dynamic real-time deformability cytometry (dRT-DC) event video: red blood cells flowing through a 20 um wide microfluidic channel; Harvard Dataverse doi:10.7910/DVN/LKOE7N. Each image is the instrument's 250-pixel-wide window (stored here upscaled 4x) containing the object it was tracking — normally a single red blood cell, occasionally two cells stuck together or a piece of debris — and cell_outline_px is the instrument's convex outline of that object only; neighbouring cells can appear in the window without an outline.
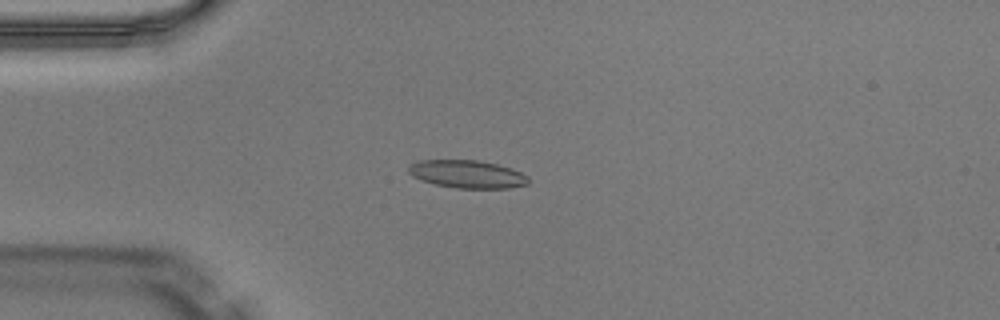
{"species": "Egyptian fruit bat (a non-hibernating species)", "species_latin": "Rousettus aegyptiacus", "temperature_condition": "warm", "stored_images_in_passage": 38, "camera_frame_rate_fps": 3000, "um_per_image_px": 0.085, "animal": {"sex": "male"}, "frame": {"image": 1, "passage_image": 2, "time_ms": 0.333, "image_size_px": [1000, 320], "cell_outline_px": [[528, 184], [508, 188], [456, 188], [436, 184], [412, 176], [408, 172], [408, 168], [416, 160], [476, 160], [496, 164], [512, 168], [528, 176]], "centroid_in_image_um": [39.72, 14.79], "position_along_channel_um": 45.3, "area_um2": 19.31}}
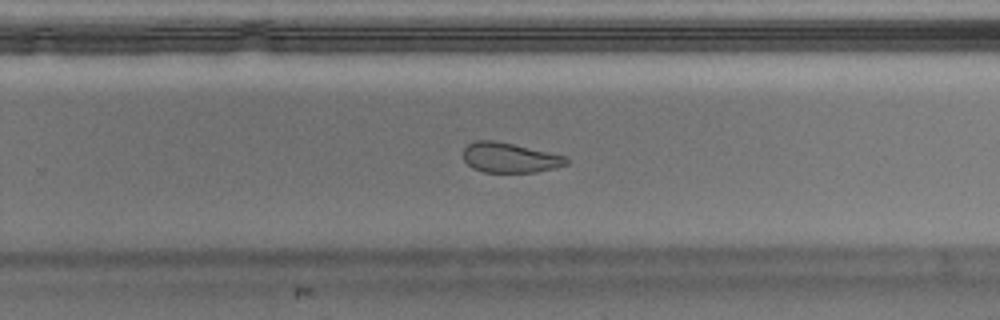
{"frame": {"image": 2, "passage_image": 21, "time_ms": 6.667, "image_size_px": [1000, 320], "cell_outline_px": [[568, 164], [536, 172], [484, 172], [472, 168], [464, 160], [464, 148], [468, 144], [476, 140], [492, 140], [512, 144], [568, 156]], "centroid_in_image_um": [43.33, 13.4], "position_along_channel_um": 286.5, "area_um2": 17.86}}
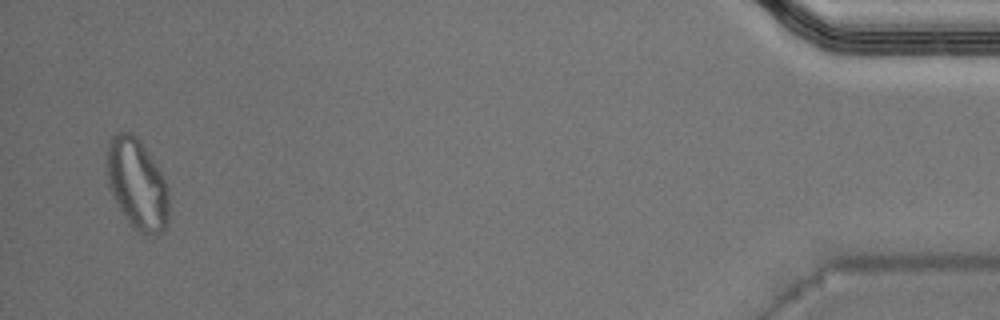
{"frame": {"image": 3, "passage_image": 37, "time_ms": 12.0, "image_size_px": [1000, 320], "cell_outline_px": [[168, 220], [164, 232], [140, 232], [124, 216], [108, 184], [108, 144], [112, 136], [120, 132], [132, 132], [140, 140], [160, 172], [164, 180], [168, 192]], "centroid_in_image_um": [11.66, 15.61], "position_along_channel_um": 423.5, "area_um2": 31.67}, "authors_computed_cell_mechanics": {"area_um2": 19.5075, "velocity_mm_per_s": 4.096, "shape_relaxation_time_tau1_ms": null, "shape_relaxation_time_tau2_ms": 2.2474, "deformation_change_tau1": null, "deformation_change_tau2": 0.0836}}